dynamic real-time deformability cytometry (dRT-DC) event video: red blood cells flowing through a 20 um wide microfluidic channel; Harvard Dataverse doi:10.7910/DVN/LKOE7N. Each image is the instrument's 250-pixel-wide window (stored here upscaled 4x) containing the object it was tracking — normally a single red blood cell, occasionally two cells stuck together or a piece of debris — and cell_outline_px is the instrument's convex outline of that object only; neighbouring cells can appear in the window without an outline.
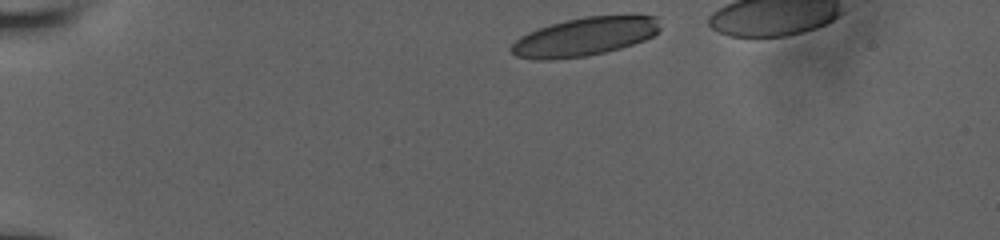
{"species": "human", "species_latin": "Homo sapiens", "temperature_condition": "room temperature", "stored_images_in_passage": 36, "camera_frame_rate_fps": 3000, "um_per_image_px": 0.085, "donor": {"sex": "male"}, "frame": {"image": 1, "passage_image": 1, "time_ms": 0.0, "image_size_px": [1000, 240], "cell_outline_px": [[660, 28], [652, 36], [644, 40], [620, 48], [588, 56], [552, 60], [536, 60], [516, 56], [508, 48], [520, 36], [528, 32], [552, 24], [584, 16], [656, 16]], "centroid_in_image_um": [49.64, 3.14], "position_along_channel_um": 35.4, "area_um2": 33.06}}
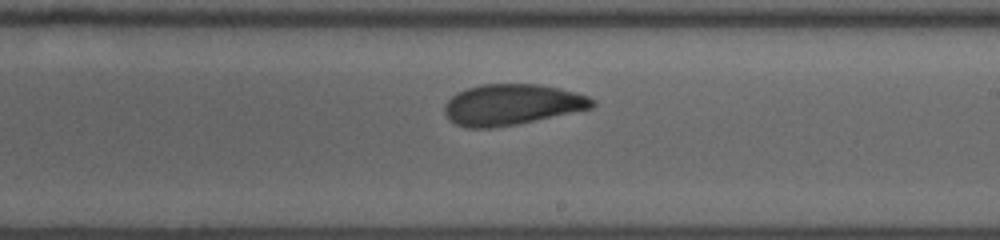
{"frame": {"image": 2, "passage_image": 23, "time_ms": 7.333, "image_size_px": [1000, 240], "cell_outline_px": [[596, 104], [592, 108], [516, 124], [492, 128], [468, 128], [456, 124], [448, 120], [444, 112], [444, 104], [452, 96], [468, 88], [480, 84], [540, 84], [560, 88], [588, 96], [596, 100]], "centroid_in_image_um": [43.5, 8.89], "position_along_channel_um": 245.5, "area_um2": 35.14}}
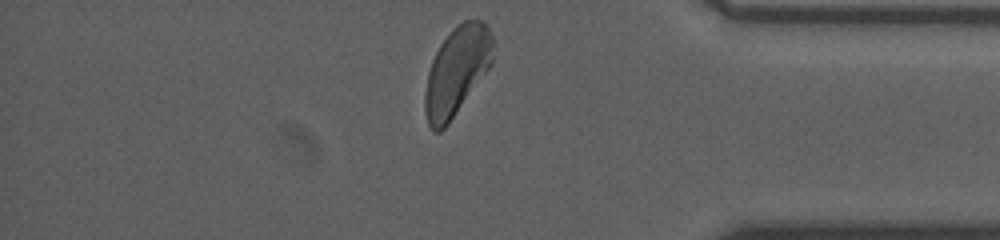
{"frame": {"image": 3, "passage_image": 36, "time_ms": 11.667, "image_size_px": [1000, 240], "cell_outline_px": [[492, 64], [448, 124], [440, 132], [436, 132], [428, 124], [424, 108], [424, 92], [428, 72], [432, 60], [440, 44], [452, 28], [464, 20], [484, 20], [488, 24], [492, 36]], "centroid_in_image_um": [38.82, 6.02], "position_along_channel_um": 396.4, "area_um2": 34.97}, "authors_computed_cell_mechanics": {"area_um2": 35.547, "velocity_mm_per_s": 3.9002, "shape_relaxation_time_tau1_ms": 4.648, "shape_relaxation_time_tau2_ms": 1.5028, "deformation_change_tau1": 0.1295, "deformation_change_tau2": 0.0747}}